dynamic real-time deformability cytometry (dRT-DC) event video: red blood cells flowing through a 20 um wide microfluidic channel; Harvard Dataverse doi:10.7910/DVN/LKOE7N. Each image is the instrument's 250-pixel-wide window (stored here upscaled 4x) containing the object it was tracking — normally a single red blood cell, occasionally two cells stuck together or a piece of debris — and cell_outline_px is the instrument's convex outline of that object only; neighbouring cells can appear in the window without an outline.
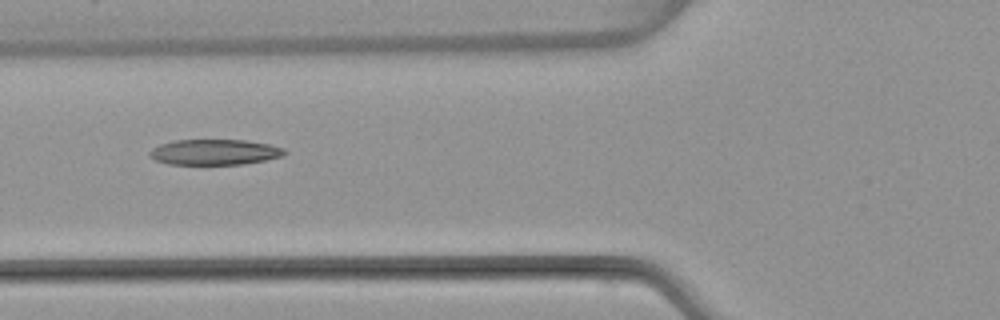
{"species": "common noctule bat (a hibernating species)", "species_latin": "Nyctalus noctula", "temperature_condition": "warm", "stored_images_in_passage": 6, "camera_frame_rate_fps": 3000, "um_per_image_px": 0.085, "animal": {"sex": "female", "body_mass_g": 22.7, "forearm_length_mm": 54.2}, "frame": {"image": 1, "passage_image": 6, "time_ms": 6.0, "image_size_px": [1000, 320], "cell_outline_px": [[288, 152], [284, 156], [244, 164], [168, 164], [156, 160], [148, 152], [152, 148], [160, 144], [176, 140], [244, 140], [268, 144], [284, 148]], "centroid_in_image_um": [18.27, 12.93], "position_along_channel_um": 107.5, "area_um2": 20.0}}